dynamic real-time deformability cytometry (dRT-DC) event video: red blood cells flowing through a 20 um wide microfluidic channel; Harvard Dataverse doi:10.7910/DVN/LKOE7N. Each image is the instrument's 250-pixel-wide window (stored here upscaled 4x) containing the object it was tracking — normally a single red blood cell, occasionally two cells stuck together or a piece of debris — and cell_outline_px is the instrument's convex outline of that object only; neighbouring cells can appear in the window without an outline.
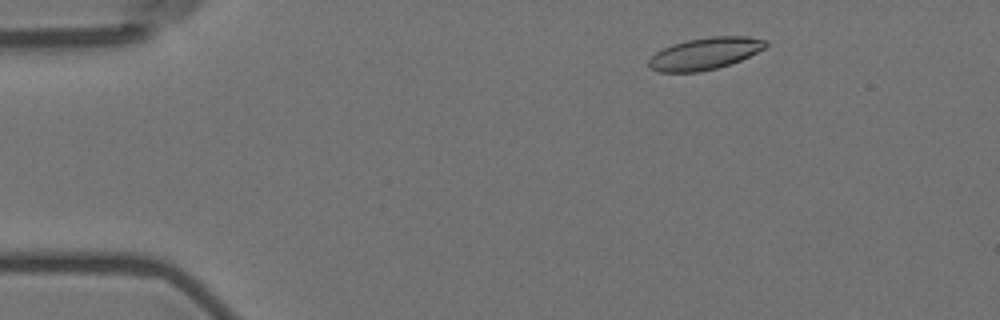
{"species": "Egyptian fruit bat (a non-hibernating species)", "species_latin": "Rousettus aegyptiacus", "temperature_condition": "room temperature", "stored_images_in_passage": 4, "camera_frame_rate_fps": 3000, "um_per_image_px": 0.085, "animal": {"sex": "female"}, "frame": {"image": 1, "passage_image": 2, "time_ms": 1.0, "image_size_px": [1000, 320], "cell_outline_px": [[768, 44], [764, 48], [732, 64], [700, 72], [660, 72], [648, 68], [648, 60], [656, 52], [672, 44], [688, 40], [712, 36], [748, 36], [768, 40]], "centroid_in_image_um": [59.91, 4.55], "position_along_channel_um": 25.1, "area_um2": 21.79}}